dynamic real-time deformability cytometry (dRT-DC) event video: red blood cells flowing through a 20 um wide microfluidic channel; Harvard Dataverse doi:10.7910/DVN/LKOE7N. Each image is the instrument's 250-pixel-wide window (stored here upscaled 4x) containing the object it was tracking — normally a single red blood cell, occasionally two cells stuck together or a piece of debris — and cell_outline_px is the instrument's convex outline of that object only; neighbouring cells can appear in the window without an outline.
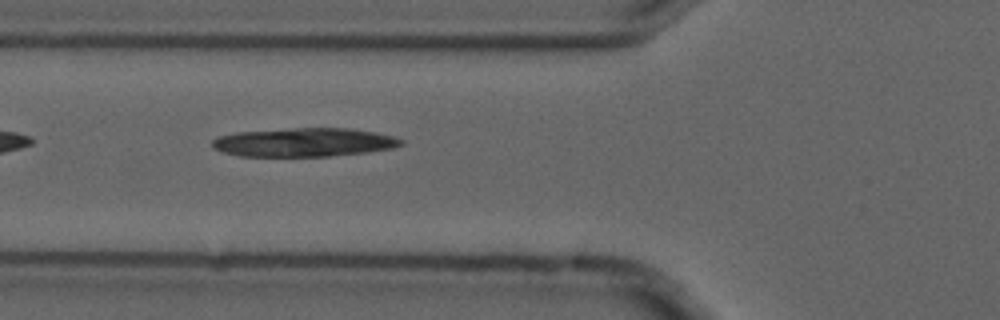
{"species": "common noctule bat (a hibernating species)", "species_latin": "Nyctalus noctula", "temperature_condition": "cold", "stored_images_in_passage": 4, "camera_frame_rate_fps": 3000, "um_per_image_px": 0.085, "animal": {"sex": "male", "forearm_length_mm": 52.5}, "frame": {"image": 1, "passage_image": 4, "time_ms": 1.0, "image_size_px": [1000, 320], "cell_outline_px": [[404, 144], [392, 148], [368, 152], [328, 156], [240, 156], [224, 152], [216, 148], [212, 144], [212, 140], [220, 136], [236, 132], [292, 128], [348, 128], [376, 132], [392, 136], [404, 140]], "centroid_in_image_um": [25.89, 12.09], "position_along_channel_um": 99.9, "area_um2": 31.44}}